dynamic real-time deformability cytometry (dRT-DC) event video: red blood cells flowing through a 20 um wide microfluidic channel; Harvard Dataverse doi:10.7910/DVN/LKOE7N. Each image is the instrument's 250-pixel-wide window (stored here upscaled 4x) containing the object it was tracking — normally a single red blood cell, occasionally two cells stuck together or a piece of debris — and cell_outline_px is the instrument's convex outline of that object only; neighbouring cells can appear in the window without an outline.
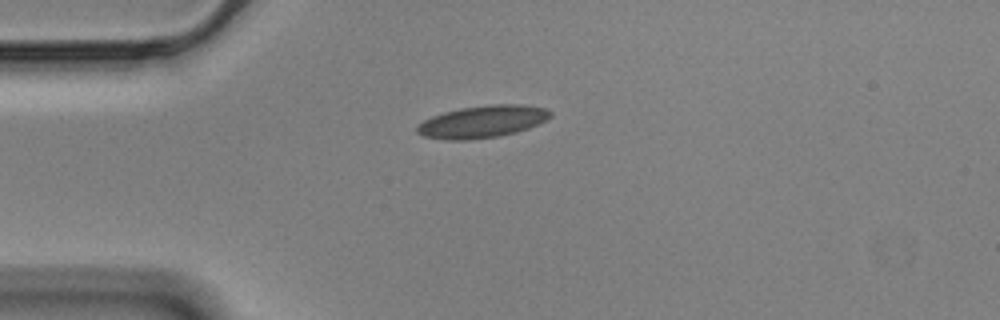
{"species": "Egyptian fruit bat (a non-hibernating species)", "species_latin": "Rousettus aegyptiacus", "temperature_condition": "cold", "stored_images_in_passage": 44, "camera_frame_rate_fps": 3000, "um_per_image_px": 0.085, "animal": {"sex": "male"}, "frame": {"image": 1, "passage_image": 1, "time_ms": 0.0, "image_size_px": [1000, 320], "cell_outline_px": [[552, 116], [528, 128], [516, 132], [500, 136], [468, 140], [444, 140], [424, 136], [416, 132], [416, 128], [424, 120], [432, 116], [444, 112], [460, 108], [488, 104], [520, 104], [544, 108], [552, 112]], "centroid_in_image_um": [40.98, 10.34], "position_along_channel_um": 44.0, "area_um2": 24.97}}
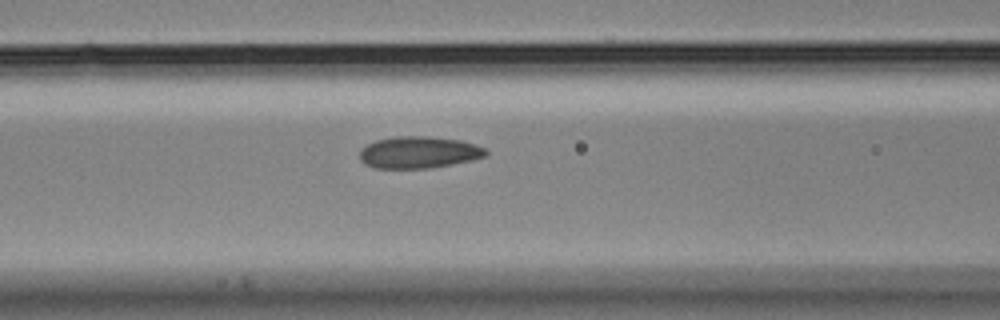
{"frame": {"image": 2, "passage_image": 10, "time_ms": 3.0, "image_size_px": [1000, 320], "cell_outline_px": [[488, 156], [472, 160], [428, 168], [372, 168], [364, 164], [360, 160], [360, 148], [376, 140], [396, 136], [428, 136], [460, 140], [476, 144], [488, 148]], "centroid_in_image_um": [35.61, 12.94], "position_along_channel_um": 131.0, "area_um2": 23.64}}
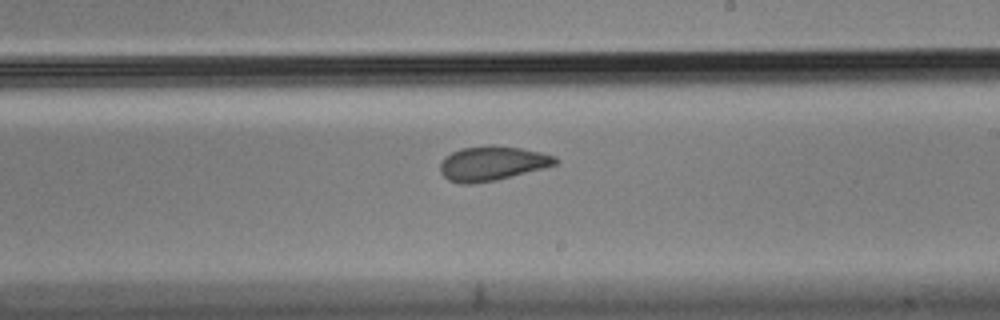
{"frame": {"image": 3, "passage_image": 20, "time_ms": 6.333, "image_size_px": [1000, 320], "cell_outline_px": [[560, 160], [556, 164], [544, 168], [496, 180], [468, 184], [460, 184], [448, 180], [440, 172], [440, 164], [444, 156], [460, 148], [492, 144], [520, 148], [540, 152], [556, 156]], "centroid_in_image_um": [41.82, 13.88], "position_along_channel_um": 247.2, "area_um2": 23.29}, "authors_computed_cell_mechanics": {"area_um2": 23.8136, "velocity_mm_per_s": 3.4919, "shape_relaxation_time_tau1_ms": 8.6148, "shape_relaxation_time_tau2_ms": 1.3551, "deformation_change_tau1": 0.1797, "deformation_change_tau2": 0.0594}}